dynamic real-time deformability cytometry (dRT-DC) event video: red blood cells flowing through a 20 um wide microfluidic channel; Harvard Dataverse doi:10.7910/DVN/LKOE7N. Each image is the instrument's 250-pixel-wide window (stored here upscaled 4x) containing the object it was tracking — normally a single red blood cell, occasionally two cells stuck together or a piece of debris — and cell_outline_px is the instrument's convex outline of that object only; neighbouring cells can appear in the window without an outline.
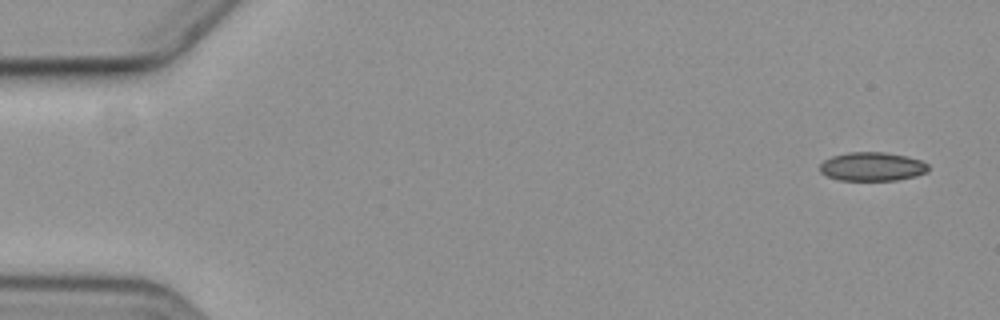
{"species": "common noctule bat (a hibernating species)", "species_latin": "Nyctalus noctula", "temperature_condition": "cold", "stored_images_in_passage": 5, "camera_frame_rate_fps": 3000, "um_per_image_px": 0.085, "animal": {"sex": "female", "body_mass_g": 19.3, "forearm_length_mm": 54.1}, "frame": {"image": 1, "passage_image": 1, "time_ms": 0.0, "image_size_px": [1000, 320], "cell_outline_px": [[928, 172], [916, 176], [896, 180], [840, 180], [828, 176], [820, 172], [820, 164], [824, 160], [832, 156], [848, 152], [884, 152], [908, 156], [920, 160], [928, 164]], "centroid_in_image_um": [74.15, 14.15], "position_along_channel_um": 10.9, "area_um2": 18.21}}